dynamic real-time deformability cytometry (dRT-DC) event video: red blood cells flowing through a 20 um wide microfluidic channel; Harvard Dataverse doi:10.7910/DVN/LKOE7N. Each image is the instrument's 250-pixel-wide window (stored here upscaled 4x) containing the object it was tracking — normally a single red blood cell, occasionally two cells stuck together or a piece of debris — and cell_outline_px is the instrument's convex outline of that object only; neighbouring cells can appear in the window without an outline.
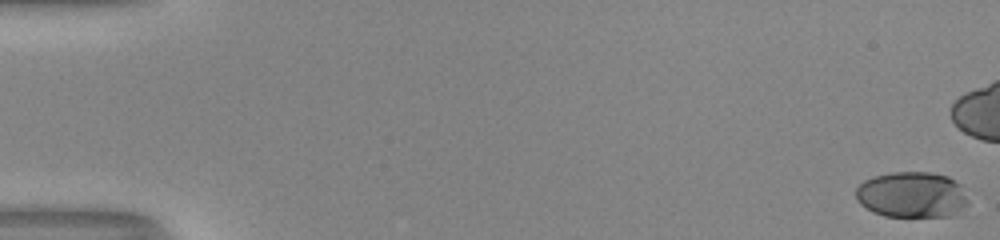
{"species": "human", "species_latin": "Homo sapiens", "temperature_condition": "room temperature", "stored_images_in_passage": 46, "camera_frame_rate_fps": 3000, "um_per_image_px": 0.085, "donor": {"sex": "male"}, "frame": {"image": 1, "passage_image": 1, "time_ms": 0.0, "image_size_px": [1000, 240], "cell_outline_px": [[968, 204], [952, 216], [884, 216], [872, 212], [860, 204], [856, 200], [856, 188], [864, 180], [872, 176], [892, 172], [928, 172], [948, 176], [960, 184], [968, 200]], "centroid_in_image_um": [77.49, 16.55], "position_along_channel_um": 7.5, "area_um2": 30.17}}
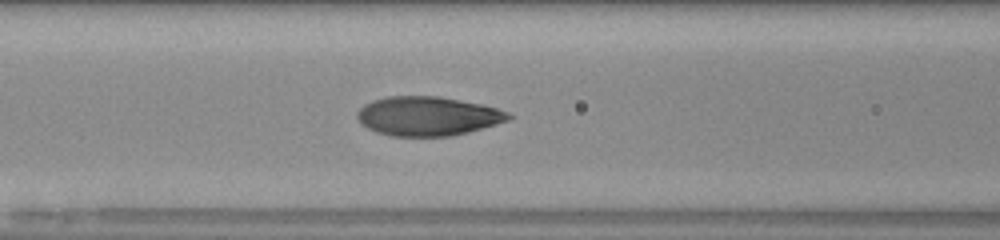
{"frame": {"image": 2, "passage_image": 24, "time_ms": 7.667, "image_size_px": [1000, 240], "cell_outline_px": [[512, 116], [508, 120], [496, 124], [468, 132], [452, 136], [392, 136], [376, 132], [360, 124], [356, 116], [356, 112], [364, 104], [372, 100], [388, 96], [440, 96], [480, 104], [496, 108], [508, 112]], "centroid_in_image_um": [36.31, 9.87], "position_along_channel_um": 130.3, "area_um2": 34.56}}
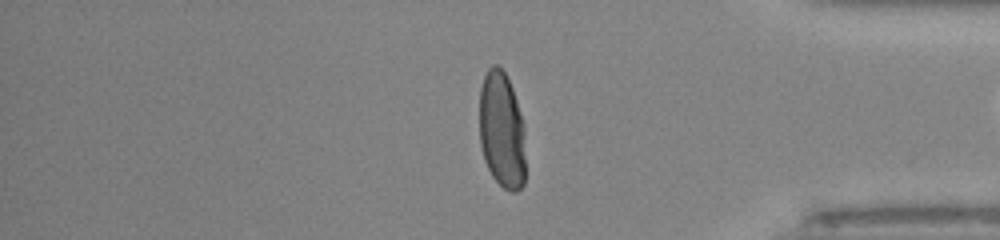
{"frame": {"image": 3, "passage_image": 45, "time_ms": 14.667, "image_size_px": [1000, 240], "cell_outline_px": [[524, 184], [516, 192], [512, 192], [504, 188], [492, 176], [484, 160], [480, 144], [480, 88], [484, 76], [488, 68], [492, 64], [496, 64], [504, 72], [512, 88], [516, 100], [524, 128]], "centroid_in_image_um": [42.64, 11.07], "position_along_channel_um": 392.6, "area_um2": 31.21}}